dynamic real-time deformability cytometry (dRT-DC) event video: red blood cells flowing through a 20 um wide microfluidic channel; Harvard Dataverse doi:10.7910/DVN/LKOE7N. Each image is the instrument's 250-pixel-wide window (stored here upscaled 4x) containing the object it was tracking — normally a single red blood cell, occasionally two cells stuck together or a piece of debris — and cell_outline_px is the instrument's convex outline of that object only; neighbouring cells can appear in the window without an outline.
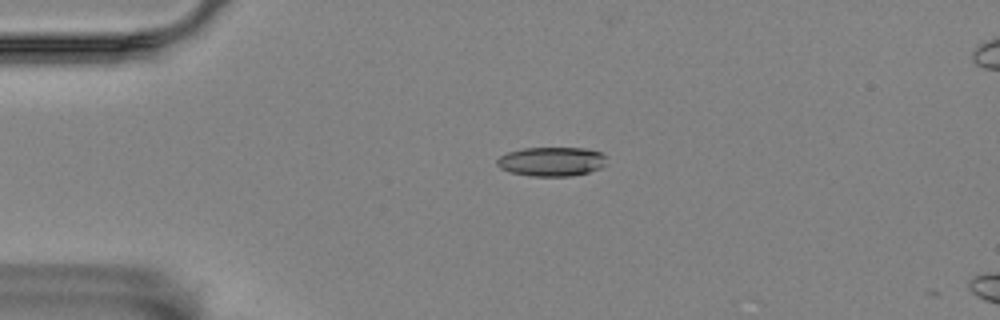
{"species": "Egyptian fruit bat (a non-hibernating species)", "species_latin": "Rousettus aegyptiacus", "temperature_condition": "room temperature", "stored_images_in_passage": 6, "camera_frame_rate_fps": 3000, "um_per_image_px": 0.085, "animal": {"sex": "female"}, "frame": {"image": 1, "passage_image": 4, "time_ms": 1.0, "image_size_px": [1000, 320], "cell_outline_px": [[608, 156], [604, 164], [600, 168], [588, 172], [572, 176], [532, 176], [512, 172], [500, 168], [496, 164], [496, 160], [500, 156], [508, 152], [524, 148], [584, 148], [600, 152]], "centroid_in_image_um": [46.89, 13.73], "position_along_channel_um": 38.1, "area_um2": 18.61}}